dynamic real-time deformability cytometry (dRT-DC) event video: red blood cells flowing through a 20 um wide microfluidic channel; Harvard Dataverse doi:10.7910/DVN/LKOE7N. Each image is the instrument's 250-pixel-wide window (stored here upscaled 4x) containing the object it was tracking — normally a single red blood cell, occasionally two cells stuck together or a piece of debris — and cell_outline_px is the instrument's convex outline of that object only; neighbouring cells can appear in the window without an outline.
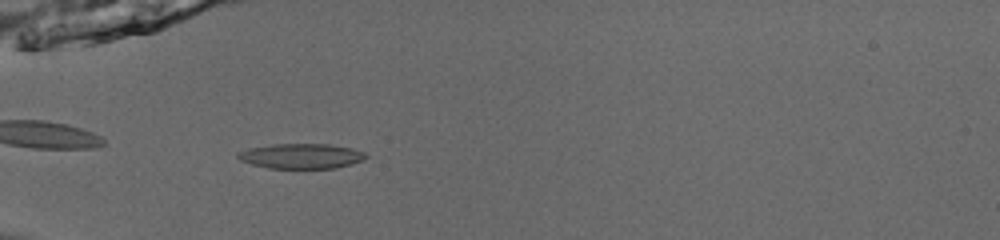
{"species": "common noctule bat (a hibernating species)", "species_latin": "Nyctalus noctula", "temperature_condition": "room temperature", "stored_images_in_passage": 35, "camera_frame_rate_fps": 3000, "um_per_image_px": 0.085, "animal": {"sex": "male", "body_mass_g": 13.0, "forearm_length_mm": 53.1}, "frame": {"image": 1, "passage_image": 1, "time_ms": 0.0, "image_size_px": [1000, 240], "cell_outline_px": [[368, 156], [352, 164], [336, 168], [268, 168], [252, 164], [240, 160], [236, 156], [236, 152], [248, 148], [272, 144], [328, 144], [352, 148], [364, 152]], "centroid_in_image_um": [25.57, 13.26], "position_along_channel_um": 59.4, "area_um2": 18.67}}
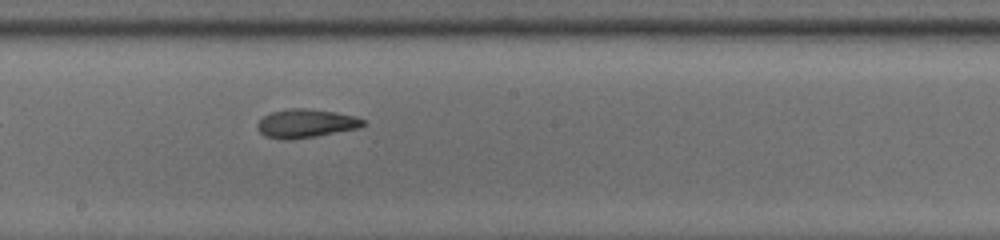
{"frame": {"image": 2, "passage_image": 14, "time_ms": 4.333, "image_size_px": [1000, 240], "cell_outline_px": [[368, 124], [356, 128], [316, 136], [292, 140], [280, 140], [264, 136], [256, 128], [256, 124], [264, 116], [272, 112], [292, 108], [304, 108], [336, 112], [356, 116], [364, 120]], "centroid_in_image_um": [25.97, 10.5], "position_along_channel_um": 222.2, "area_um2": 17.69}}
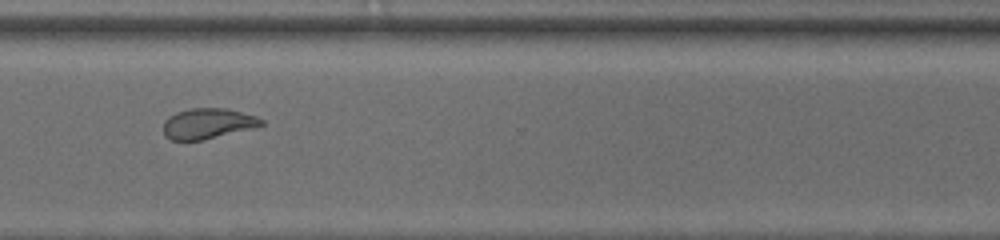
{"frame": {"image": 3, "passage_image": 24, "time_ms": 7.667, "image_size_px": [1000, 240], "cell_outline_px": [[264, 124], [256, 128], [204, 140], [172, 140], [164, 136], [164, 120], [168, 116], [176, 112], [192, 108], [228, 108], [256, 116], [264, 120]], "centroid_in_image_um": [17.69, 10.5], "position_along_channel_um": 352.9, "area_um2": 17.69}, "authors_computed_cell_mechanics": {"area_um2": 17.8024, "velocity_mm_per_s": 3.9339, "shape_relaxation_time_tau1_ms": 9.7178, "shape_relaxation_time_tau2_ms": 2.0361, "deformation_change_tau1": 0.2569, "deformation_change_tau2": 0.083}}